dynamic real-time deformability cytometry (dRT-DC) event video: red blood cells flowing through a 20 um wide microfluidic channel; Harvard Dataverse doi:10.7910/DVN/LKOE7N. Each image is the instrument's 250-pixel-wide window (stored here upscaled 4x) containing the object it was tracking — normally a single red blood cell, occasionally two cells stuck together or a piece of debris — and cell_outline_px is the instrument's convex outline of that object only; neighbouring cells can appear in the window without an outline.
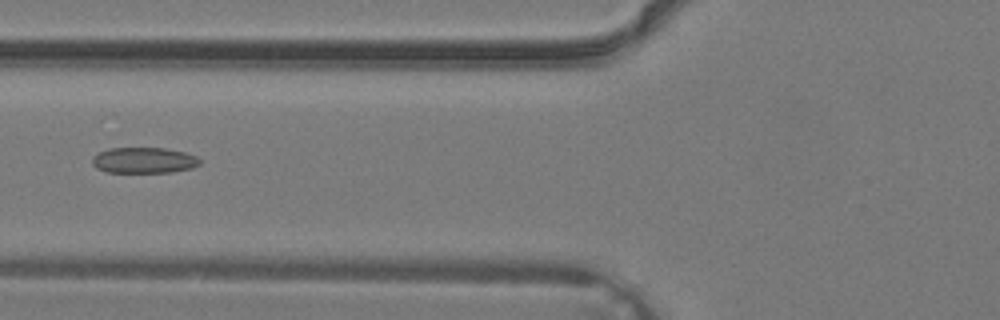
{"species": "common noctule bat (a hibernating species)", "species_latin": "Nyctalus noctula", "temperature_condition": "warm", "stored_images_in_passage": 27, "camera_frame_rate_fps": 3000, "um_per_image_px": 0.085, "animal": {"sex": "male", "body_mass_g": 19.2, "forearm_length_mm": 51.8}, "frame": {"image": 1, "passage_image": 5, "time_ms": 1.333, "image_size_px": [1000, 320], "cell_outline_px": [[200, 164], [192, 168], [172, 172], [108, 172], [96, 168], [92, 164], [92, 156], [108, 148], [164, 148], [184, 152], [196, 156], [200, 160]], "centroid_in_image_um": [12.22, 13.62], "position_along_channel_um": 113.6, "area_um2": 16.18}}
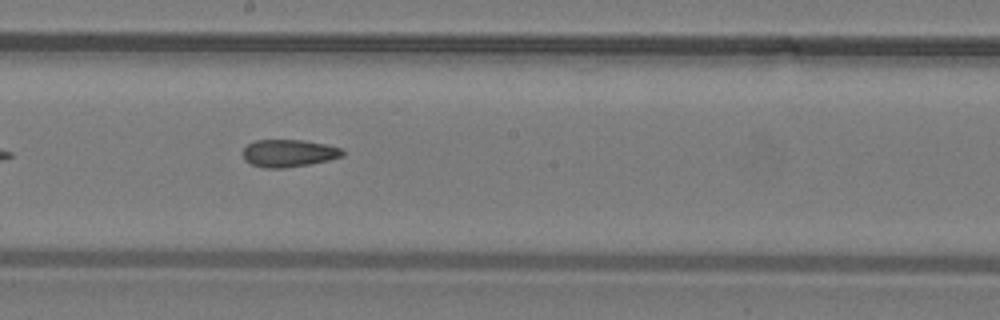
{"frame": {"image": 2, "passage_image": 11, "time_ms": 3.333, "image_size_px": [1000, 320], "cell_outline_px": [[344, 156], [328, 160], [308, 164], [284, 168], [264, 168], [252, 164], [244, 160], [244, 148], [248, 144], [256, 140], [304, 140], [344, 148]], "centroid_in_image_um": [24.57, 13.02], "position_along_channel_um": 223.6, "area_um2": 15.9}}
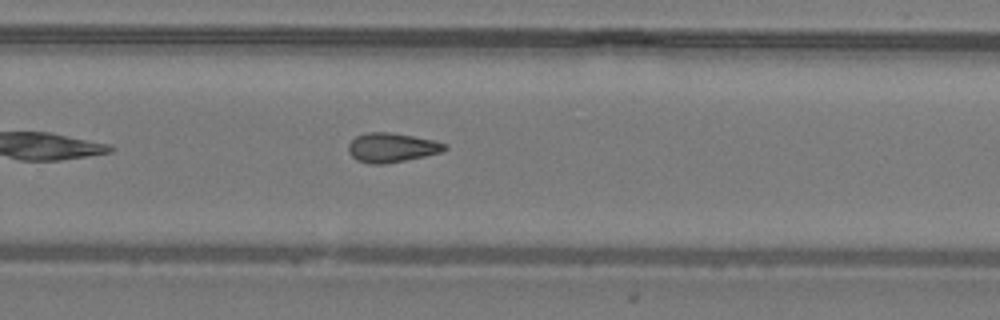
{"frame": {"image": 3, "passage_image": 15, "time_ms": 4.667, "image_size_px": [1000, 320], "cell_outline_px": [[448, 148], [440, 152], [424, 156], [384, 164], [372, 164], [356, 160], [348, 152], [348, 144], [356, 136], [368, 132], [388, 132], [436, 140], [448, 144]], "centroid_in_image_um": [33.3, 12.54], "position_along_channel_um": 296.5, "area_um2": 16.42}}